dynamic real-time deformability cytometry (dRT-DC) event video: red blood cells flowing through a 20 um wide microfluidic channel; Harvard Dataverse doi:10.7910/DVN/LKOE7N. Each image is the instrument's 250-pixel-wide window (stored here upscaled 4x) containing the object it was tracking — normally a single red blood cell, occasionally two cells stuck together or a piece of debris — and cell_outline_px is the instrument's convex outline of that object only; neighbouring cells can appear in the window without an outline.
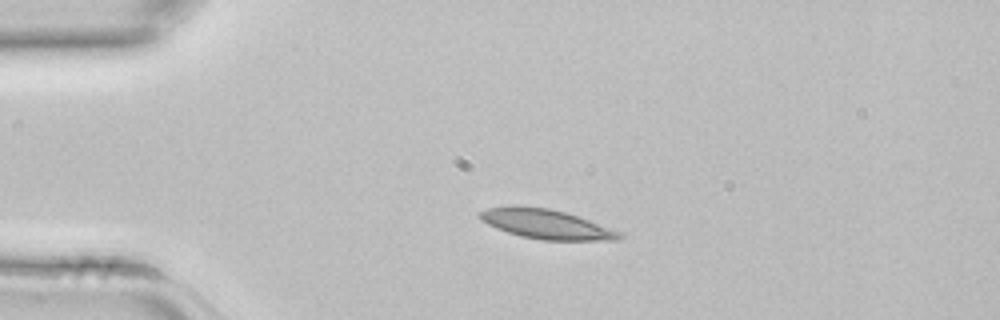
{"species": "common noctule bat (a hibernating species)", "species_latin": "Nyctalus noctula", "temperature_condition": "room temperature", "stored_images_in_passage": 3, "camera_frame_rate_fps": 3000, "um_per_image_px": 0.085, "animal": {"sex": "female", "body_mass_g": 22.7, "forearm_length_mm": 54.2}, "frame": {"image": 1, "passage_image": 2, "time_ms": 0.333, "image_size_px": [1000, 320], "cell_outline_px": [[624, 236], [620, 240], [540, 240], [520, 236], [496, 228], [488, 224], [480, 216], [480, 212], [488, 208], [516, 204], [548, 208], [564, 212], [588, 220], [620, 232]], "centroid_in_image_um": [46.42, 19.04], "position_along_channel_um": 38.6, "area_um2": 23.81}}